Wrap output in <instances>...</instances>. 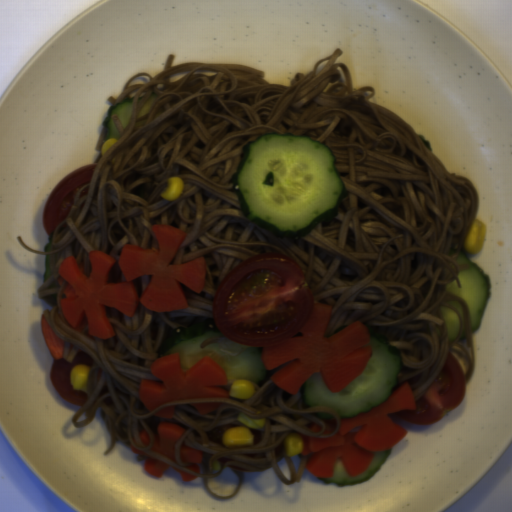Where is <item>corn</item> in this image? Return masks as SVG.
Returning <instances> with one entry per match:
<instances>
[{
    "label": "corn",
    "instance_id": "7",
    "mask_svg": "<svg viewBox=\"0 0 512 512\" xmlns=\"http://www.w3.org/2000/svg\"><path fill=\"white\" fill-rule=\"evenodd\" d=\"M238 421L250 429L262 428L265 425L264 418H252L245 413H240L237 417Z\"/></svg>",
    "mask_w": 512,
    "mask_h": 512
},
{
    "label": "corn",
    "instance_id": "3",
    "mask_svg": "<svg viewBox=\"0 0 512 512\" xmlns=\"http://www.w3.org/2000/svg\"><path fill=\"white\" fill-rule=\"evenodd\" d=\"M91 368L87 364H76L73 366L69 377L70 385L73 390L87 391L88 380L90 376Z\"/></svg>",
    "mask_w": 512,
    "mask_h": 512
},
{
    "label": "corn",
    "instance_id": "2",
    "mask_svg": "<svg viewBox=\"0 0 512 512\" xmlns=\"http://www.w3.org/2000/svg\"><path fill=\"white\" fill-rule=\"evenodd\" d=\"M225 448L243 449L253 445V433L245 426L232 427L221 436Z\"/></svg>",
    "mask_w": 512,
    "mask_h": 512
},
{
    "label": "corn",
    "instance_id": "1",
    "mask_svg": "<svg viewBox=\"0 0 512 512\" xmlns=\"http://www.w3.org/2000/svg\"><path fill=\"white\" fill-rule=\"evenodd\" d=\"M488 227L482 221L473 219L464 238L463 249L470 255H477L483 249L487 239Z\"/></svg>",
    "mask_w": 512,
    "mask_h": 512
},
{
    "label": "corn",
    "instance_id": "4",
    "mask_svg": "<svg viewBox=\"0 0 512 512\" xmlns=\"http://www.w3.org/2000/svg\"><path fill=\"white\" fill-rule=\"evenodd\" d=\"M254 391L255 388L248 379L239 378L230 385L229 395L243 400L252 397Z\"/></svg>",
    "mask_w": 512,
    "mask_h": 512
},
{
    "label": "corn",
    "instance_id": "8",
    "mask_svg": "<svg viewBox=\"0 0 512 512\" xmlns=\"http://www.w3.org/2000/svg\"><path fill=\"white\" fill-rule=\"evenodd\" d=\"M118 140L115 139L114 137H110L109 139H107L102 145H101V149H100V152L102 155H105L108 151H110L113 146L116 144Z\"/></svg>",
    "mask_w": 512,
    "mask_h": 512
},
{
    "label": "corn",
    "instance_id": "6",
    "mask_svg": "<svg viewBox=\"0 0 512 512\" xmlns=\"http://www.w3.org/2000/svg\"><path fill=\"white\" fill-rule=\"evenodd\" d=\"M184 183L180 176H174L167 179L166 187L161 194L167 201L178 198L183 191Z\"/></svg>",
    "mask_w": 512,
    "mask_h": 512
},
{
    "label": "corn",
    "instance_id": "5",
    "mask_svg": "<svg viewBox=\"0 0 512 512\" xmlns=\"http://www.w3.org/2000/svg\"><path fill=\"white\" fill-rule=\"evenodd\" d=\"M303 449V440L300 434L288 433L283 440V450L287 457L299 455Z\"/></svg>",
    "mask_w": 512,
    "mask_h": 512
}]
</instances>
